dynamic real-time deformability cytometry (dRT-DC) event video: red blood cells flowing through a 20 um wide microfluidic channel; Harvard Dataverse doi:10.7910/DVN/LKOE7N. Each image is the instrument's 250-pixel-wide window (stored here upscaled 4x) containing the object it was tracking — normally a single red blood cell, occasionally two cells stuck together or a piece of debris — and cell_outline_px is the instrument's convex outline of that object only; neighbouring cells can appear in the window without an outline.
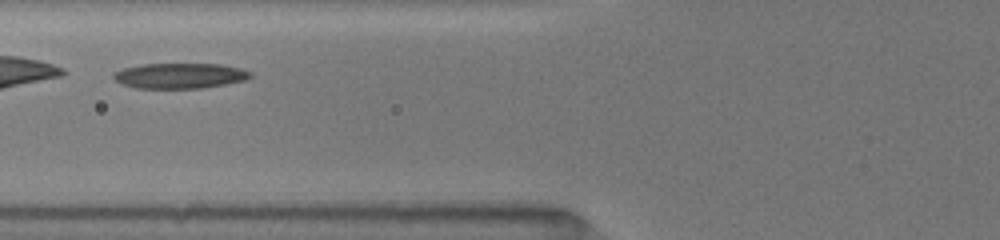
{"species": "common noctule bat (a hibernating species)", "species_latin": "Nyctalus noctula", "temperature_condition": "room temperature", "stored_images_in_passage": 29, "camera_frame_rate_fps": 3000, "um_per_image_px": 0.085, "animal": {"sex": "female", "body_mass_g": 19.5, "forearm_length_mm": 54.1}, "frame": {"image": 1, "passage_image": 6, "time_ms": 1.667, "image_size_px": [1000, 240], "cell_outline_px": [[252, 76], [244, 80], [204, 88], [136, 88], [120, 84], [112, 76], [116, 72], [124, 68], [144, 64], [220, 64], [240, 68], [252, 72]], "centroid_in_image_um": [15.29, 6.44], "position_along_channel_um": 110.5, "area_um2": 20.11}}
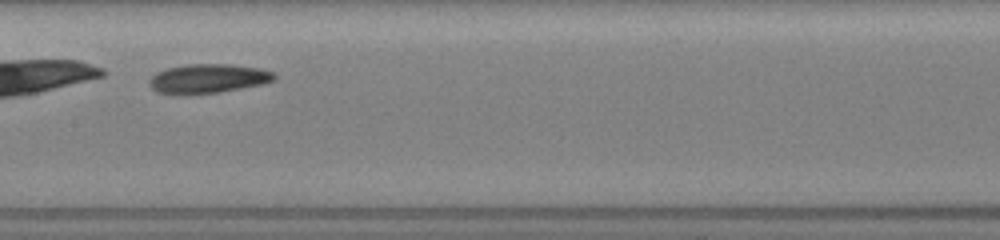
{"frame": {"image": 2, "passage_image": 12, "time_ms": 3.667, "image_size_px": [1000, 240], "cell_outline_px": [[276, 80], [260, 84], [220, 92], [156, 92], [148, 84], [148, 80], [156, 72], [168, 68], [188, 64], [228, 64], [260, 68], [276, 72]], "centroid_in_image_um": [17.74, 6.64], "position_along_channel_um": 189.7, "area_um2": 20.69}}
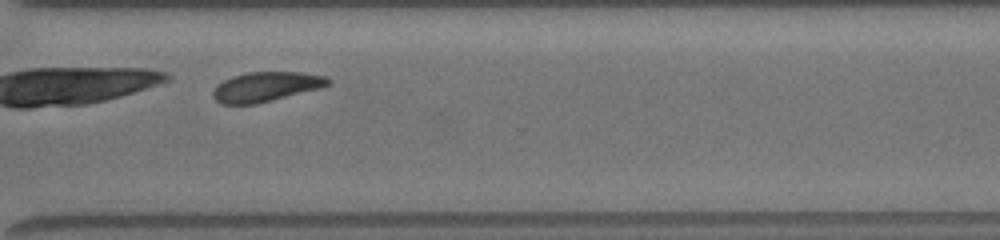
{"frame": {"image": 3, "passage_image": 24, "time_ms": 7.667, "image_size_px": [1000, 240], "cell_outline_px": [[332, 84], [320, 88], [256, 104], [220, 104], [212, 96], [212, 92], [216, 84], [232, 76], [248, 72], [304, 72], [324, 76], [332, 80]], "centroid_in_image_um": [22.6, 7.37], "position_along_channel_um": 348.0, "area_um2": 20.0}, "authors_computed_cell_mechanics": {"area_um2": 20.4034, "velocity_mm_per_s": 3.9561, "shape_relaxation_time_tau1_ms": 3.1984, "shape_relaxation_time_tau2_ms": 7.6583, "deformation_change_tau1": 0.1031, "deformation_change_tau2": 0.1503}}